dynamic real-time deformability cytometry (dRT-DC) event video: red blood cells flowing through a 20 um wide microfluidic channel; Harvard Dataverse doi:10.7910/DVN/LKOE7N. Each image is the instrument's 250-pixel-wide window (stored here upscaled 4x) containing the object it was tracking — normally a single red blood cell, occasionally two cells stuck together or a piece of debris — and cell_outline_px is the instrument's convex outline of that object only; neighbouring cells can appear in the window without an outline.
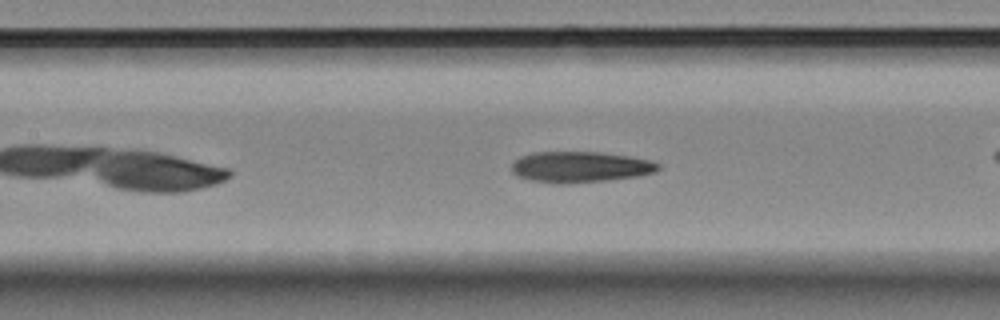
{"species": "Egyptian fruit bat (a non-hibernating species)", "species_latin": "Rousettus aegyptiacus", "temperature_condition": "room temperature", "stored_images_in_passage": 46, "camera_frame_rate_fps": 3000, "um_per_image_px": 0.085, "animal": {"sex": "female"}, "frame": {"image": 1, "passage_image": 14, "time_ms": 4.333, "image_size_px": [1000, 320], "cell_outline_px": [[660, 168], [656, 172], [640, 176], [608, 180], [564, 184], [556, 184], [532, 180], [516, 176], [512, 172], [512, 164], [520, 156], [532, 152], [600, 152], [628, 156], [648, 160], [660, 164]], "centroid_in_image_um": [49.31, 14.2], "position_along_channel_um": 158.1, "area_um2": 26.53}}
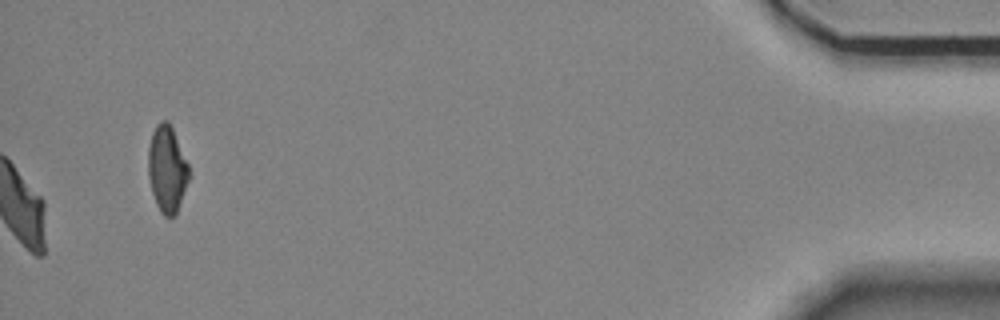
{"frame": {"image": 2, "passage_image": 46, "time_ms": 15.0, "image_size_px": [1000, 320], "cell_outline_px": [[188, 180], [176, 212], [172, 216], [164, 216], [160, 212], [156, 204], [152, 192], [148, 176], [148, 148], [152, 132], [156, 124], [160, 120], [168, 120], [172, 128], [188, 164]], "centroid_in_image_um": [14.16, 14.33], "position_along_channel_um": 421.0, "area_um2": 20.23}, "authors_computed_cell_mechanics": {"area_um2": 26.4435, "velocity_mm_per_s": 3.5354, "shape_relaxation_time_tau1_ms": 6.9314, "shape_relaxation_time_tau2_ms": 5.3325, "deformation_change_tau1": 0.2053, "deformation_change_tau2": 0.1264}}